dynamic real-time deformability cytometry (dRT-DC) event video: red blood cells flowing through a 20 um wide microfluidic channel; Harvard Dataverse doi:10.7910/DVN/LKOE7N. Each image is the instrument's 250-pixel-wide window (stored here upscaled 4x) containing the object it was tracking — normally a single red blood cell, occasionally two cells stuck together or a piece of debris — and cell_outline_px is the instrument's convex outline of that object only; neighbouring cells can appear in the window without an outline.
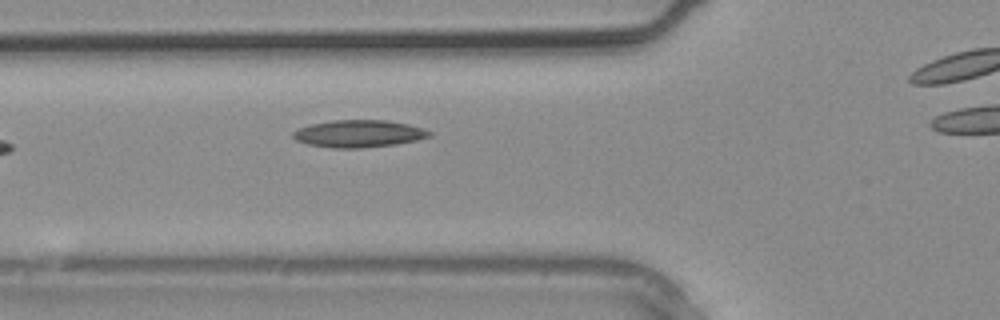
{"species": "common noctule bat (a hibernating species)", "species_latin": "Nyctalus noctula", "temperature_condition": "warm", "stored_images_in_passage": 5, "camera_frame_rate_fps": 3000, "um_per_image_px": 0.085, "animal": {"sex": "male", "body_mass_g": 20.4}, "frame": {"image": 1, "passage_image": 2, "time_ms": 0.333, "image_size_px": [1000, 320], "cell_outline_px": [[432, 136], [416, 140], [396, 144], [360, 148], [332, 148], [308, 144], [296, 140], [292, 136], [292, 132], [296, 128], [312, 124], [332, 120], [384, 120], [408, 124], [424, 128], [432, 132]], "centroid_in_image_um": [30.49, 11.36], "position_along_channel_um": 95.3, "area_um2": 21.73}}